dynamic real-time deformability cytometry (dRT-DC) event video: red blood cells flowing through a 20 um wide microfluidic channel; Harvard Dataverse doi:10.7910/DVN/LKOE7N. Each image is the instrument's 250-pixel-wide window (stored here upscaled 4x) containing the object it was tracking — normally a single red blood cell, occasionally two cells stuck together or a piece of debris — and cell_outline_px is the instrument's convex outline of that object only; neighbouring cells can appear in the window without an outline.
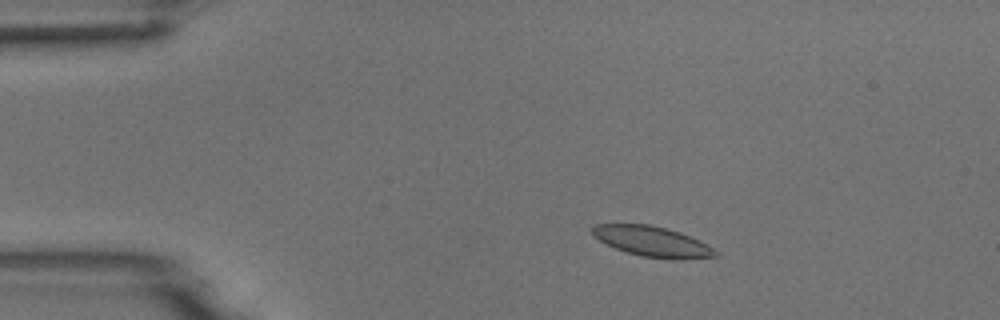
{"species": "common noctule bat (a hibernating species)", "species_latin": "Nyctalus noctula", "temperature_condition": "room temperature", "stored_images_in_passage": 4, "camera_frame_rate_fps": 3000, "um_per_image_px": 0.085, "animal": {"sex": "male", "body_mass_g": 18.8}, "frame": {"image": 1, "passage_image": 3, "time_ms": 2.333, "image_size_px": [1000, 320], "cell_outline_px": [[720, 256], [680, 260], [640, 256], [616, 248], [592, 236], [592, 224], [648, 224], [668, 228], [680, 232], [700, 240], [720, 252]], "centroid_in_image_um": [55.5, 20.53], "position_along_channel_um": 29.5, "area_um2": 21.91}}